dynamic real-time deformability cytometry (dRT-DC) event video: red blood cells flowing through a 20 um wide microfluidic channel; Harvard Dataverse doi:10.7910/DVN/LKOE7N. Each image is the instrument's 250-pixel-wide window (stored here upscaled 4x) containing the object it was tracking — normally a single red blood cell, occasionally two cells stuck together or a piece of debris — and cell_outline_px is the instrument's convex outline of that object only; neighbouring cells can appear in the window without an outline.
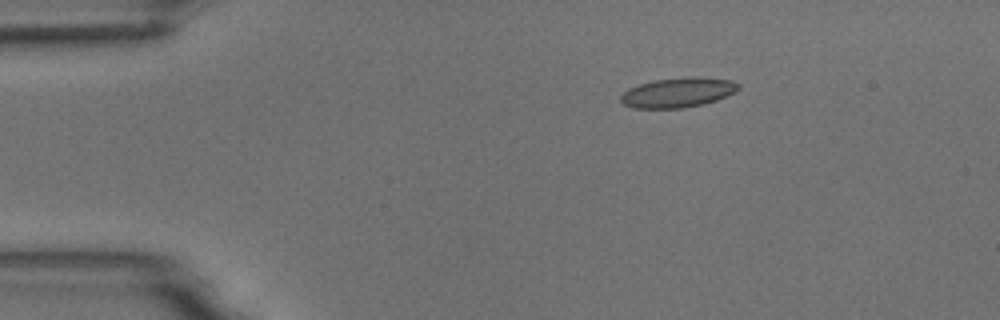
{"species": "common noctule bat (a hibernating species)", "species_latin": "Nyctalus noctula", "temperature_condition": "room temperature", "stored_images_in_passage": 4, "camera_frame_rate_fps": 3000, "um_per_image_px": 0.085, "animal": {"sex": "male", "body_mass_g": 18.8}, "frame": {"image": 1, "passage_image": 2, "time_ms": 1.667, "image_size_px": [1000, 320], "cell_outline_px": [[740, 88], [736, 92], [716, 100], [704, 104], [684, 108], [632, 108], [624, 104], [620, 100], [620, 96], [628, 88], [640, 84], [656, 80], [684, 76], [696, 76], [732, 80], [740, 84]], "centroid_in_image_um": [57.65, 7.85], "position_along_channel_um": 27.3, "area_um2": 20.63}}
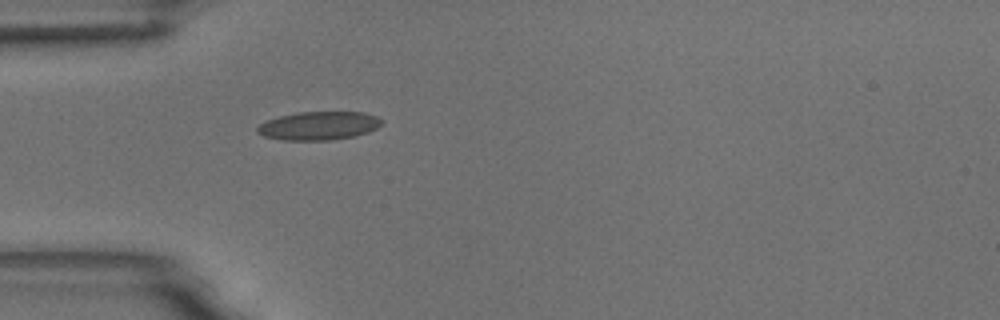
{"frame": {"image": 2, "passage_image": 4, "time_ms": 4.0, "image_size_px": [1000, 320], "cell_outline_px": [[384, 120], [376, 128], [368, 132], [356, 136], [328, 140], [284, 140], [264, 136], [256, 132], [256, 128], [260, 124], [268, 120], [280, 116], [300, 112], [364, 112], [376, 116]], "centroid_in_image_um": [27.11, 10.69], "position_along_channel_um": 57.9, "area_um2": 20.52}}